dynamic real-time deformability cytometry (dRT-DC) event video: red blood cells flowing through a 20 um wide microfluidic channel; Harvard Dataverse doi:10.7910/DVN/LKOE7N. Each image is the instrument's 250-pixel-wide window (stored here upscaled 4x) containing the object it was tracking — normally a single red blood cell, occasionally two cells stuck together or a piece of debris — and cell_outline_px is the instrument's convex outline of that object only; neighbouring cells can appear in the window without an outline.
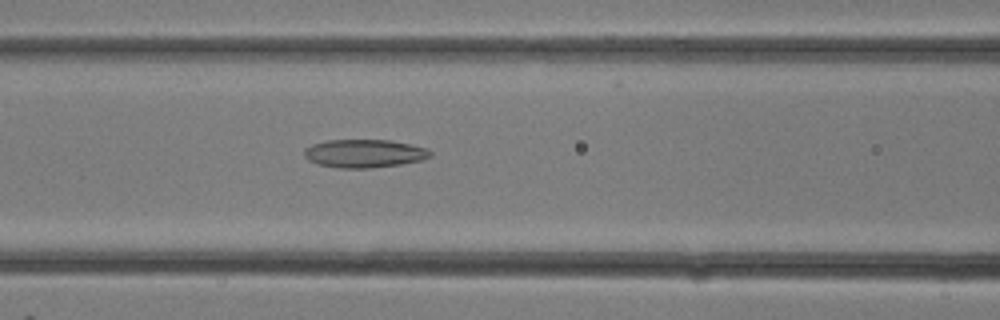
{"species": "common noctule bat (a hibernating species)", "species_latin": "Nyctalus noctula", "temperature_condition": "room temperature", "stored_images_in_passage": 17, "camera_frame_rate_fps": 3000, "um_per_image_px": 0.085, "animal": {"sex": "female"}, "frame": {"image": 1, "passage_image": 12, "time_ms": 3.667, "image_size_px": [1000, 320], "cell_outline_px": [[432, 156], [424, 160], [400, 164], [372, 168], [336, 168], [316, 164], [308, 160], [304, 156], [304, 148], [312, 144], [328, 140], [392, 140], [412, 144], [428, 148], [432, 152]], "centroid_in_image_um": [30.98, 13.05], "position_along_channel_um": 135.6, "area_um2": 21.1}}
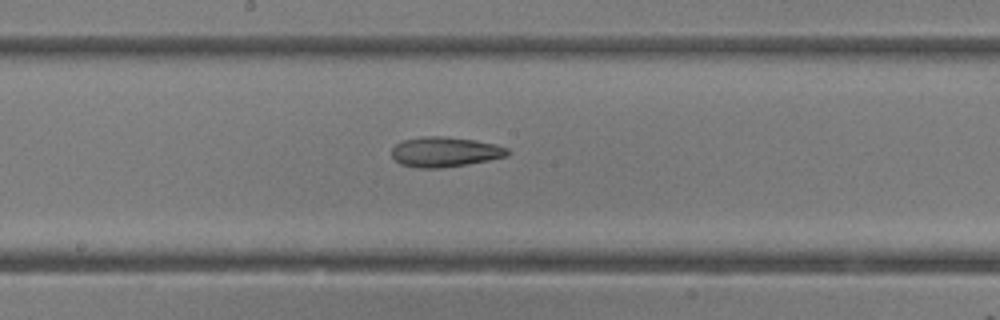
{"frame": {"image": 2, "passage_image": 15, "time_ms": 4.667, "image_size_px": [1000, 320], "cell_outline_px": [[512, 152], [508, 156], [468, 164], [440, 168], [420, 168], [400, 164], [392, 156], [392, 148], [400, 140], [420, 136], [444, 136], [476, 140], [496, 144], [508, 148]], "centroid_in_image_um": [37.83, 12.9], "position_along_channel_um": 210.4, "area_um2": 20.52}}
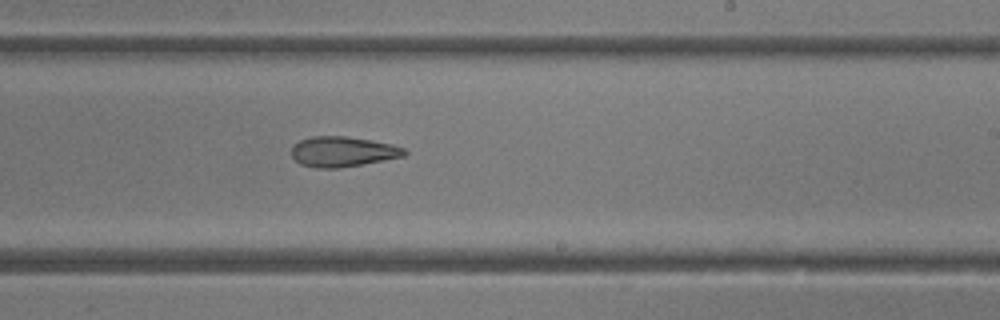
{"frame": {"image": 3, "passage_image": 17, "time_ms": 5.333, "image_size_px": [1000, 320], "cell_outline_px": [[408, 152], [404, 156], [340, 168], [316, 168], [300, 164], [292, 156], [292, 144], [300, 140], [312, 136], [348, 136], [372, 140], [392, 144], [404, 148]], "centroid_in_image_um": [29.11, 12.88], "position_along_channel_um": 259.9, "area_um2": 19.94}}